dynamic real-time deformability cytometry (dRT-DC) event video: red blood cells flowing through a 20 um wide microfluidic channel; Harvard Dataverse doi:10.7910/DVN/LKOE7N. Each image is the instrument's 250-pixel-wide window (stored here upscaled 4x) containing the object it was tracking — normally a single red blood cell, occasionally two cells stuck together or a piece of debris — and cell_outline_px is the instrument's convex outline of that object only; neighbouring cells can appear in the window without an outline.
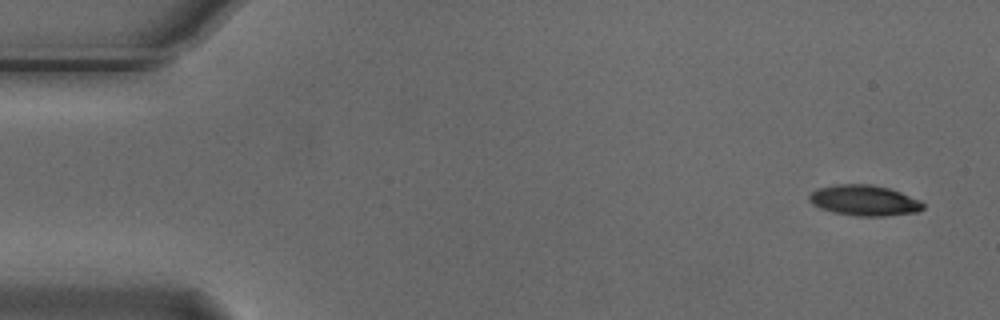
{"species": "Egyptian fruit bat (a non-hibernating species)", "species_latin": "Rousettus aegyptiacus", "temperature_condition": "cold", "stored_images_in_passage": 8, "camera_frame_rate_fps": 3000, "um_per_image_px": 0.085, "animal": {"sex": "male"}, "frame": {"image": 1, "passage_image": 1, "time_ms": 0.0, "image_size_px": [1000, 320], "cell_outline_px": [[924, 208], [920, 212], [884, 216], [856, 216], [832, 212], [820, 208], [812, 204], [808, 200], [808, 196], [816, 188], [836, 184], [872, 184], [888, 188], [900, 192], [920, 200], [924, 204]], "centroid_in_image_um": [73.45, 17.04], "position_along_channel_um": 11.5, "area_um2": 20.52}}
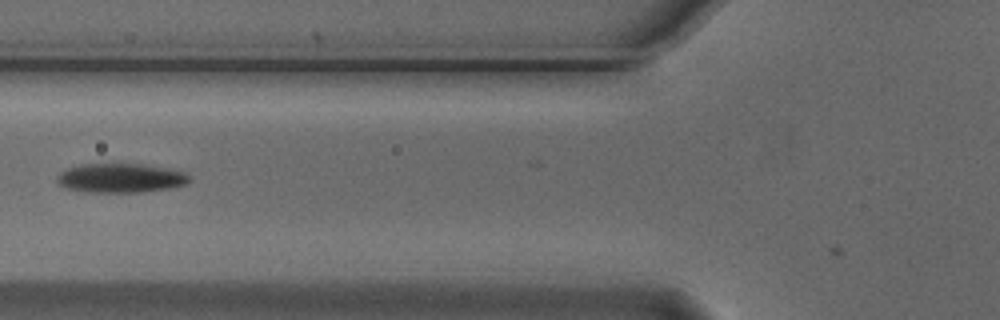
{"frame": {"image": 2, "passage_image": 6, "time_ms": 1.667, "image_size_px": [1000, 320], "cell_outline_px": [[192, 180], [184, 184], [168, 188], [140, 192], [84, 192], [68, 188], [60, 184], [56, 180], [56, 176], [60, 172], [68, 168], [84, 164], [144, 164], [184, 172]], "centroid_in_image_um": [10.22, 15.13], "position_along_channel_um": 115.6, "area_um2": 22.25}}
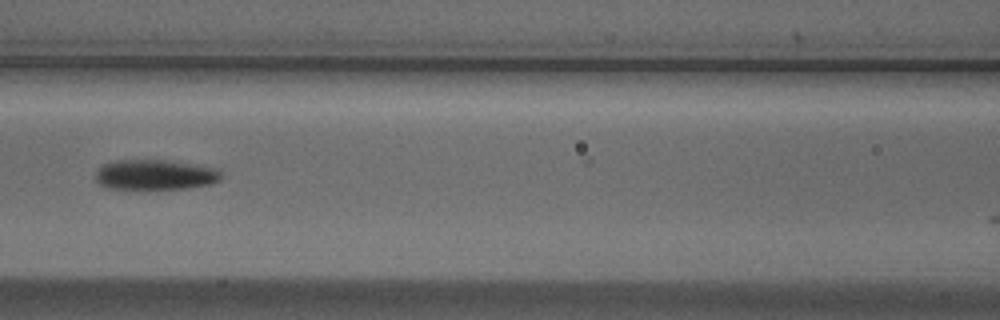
{"frame": {"image": 3, "passage_image": 7, "time_ms": 2.0, "image_size_px": [1000, 320], "cell_outline_px": [[220, 180], [208, 184], [184, 188], [140, 192], [104, 188], [96, 180], [96, 172], [104, 164], [116, 160], [168, 160], [216, 168], [220, 172]], "centroid_in_image_um": [13.1, 14.9], "position_along_channel_um": 153.5, "area_um2": 22.83}}